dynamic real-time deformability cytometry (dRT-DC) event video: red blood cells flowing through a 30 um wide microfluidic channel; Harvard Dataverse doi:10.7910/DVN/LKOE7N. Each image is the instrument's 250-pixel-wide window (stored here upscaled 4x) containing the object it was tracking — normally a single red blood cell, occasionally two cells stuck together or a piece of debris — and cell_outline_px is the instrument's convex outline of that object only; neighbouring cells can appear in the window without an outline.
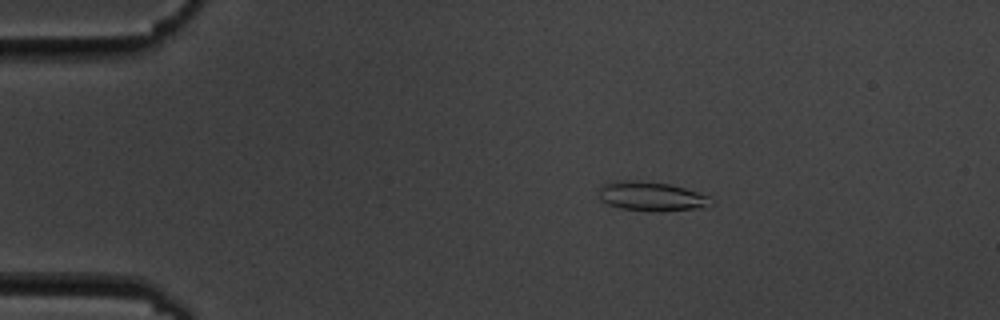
{"species": "common noctule bat (a hibernating species)", "species_latin": "Nyctalus noctula", "temperature_condition": "cold", "stored_images_in_passage": 3, "camera_frame_rate_fps": 3000, "um_per_image_px": 0.085, "animal": {"sex": "male", "body_mass_g": 19.5, "forearm_length_mm": 54.6}, "frame": {"image": 1, "passage_image": 1, "time_ms": 0.0, "image_size_px": [1000, 320], "cell_outline_px": [[716, 200], [712, 204], [704, 208], [660, 212], [620, 208], [608, 204], [600, 200], [600, 188], [604, 184], [616, 180], [636, 180], [668, 184], [684, 188], [708, 196]], "centroid_in_image_um": [55.41, 16.7], "position_along_channel_um": 29.6, "area_um2": 19.25}}